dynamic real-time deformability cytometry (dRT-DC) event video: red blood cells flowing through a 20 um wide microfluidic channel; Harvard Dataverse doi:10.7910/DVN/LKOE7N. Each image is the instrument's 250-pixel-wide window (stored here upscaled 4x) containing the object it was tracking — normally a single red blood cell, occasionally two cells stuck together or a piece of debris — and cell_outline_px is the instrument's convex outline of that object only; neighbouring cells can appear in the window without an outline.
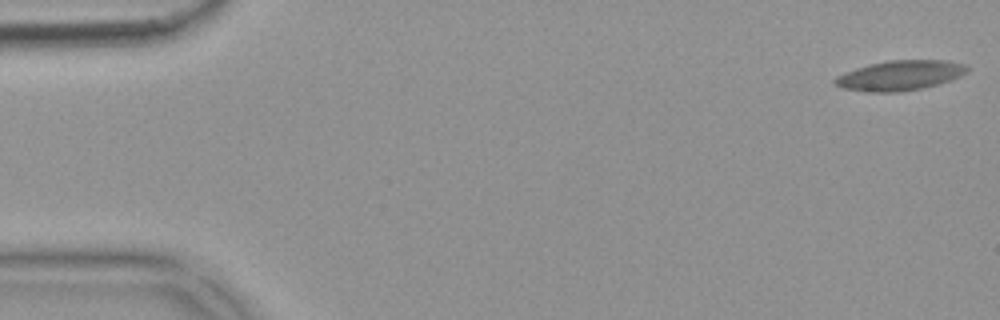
{"species": "common noctule bat (a hibernating species)", "species_latin": "Nyctalus noctula", "temperature_condition": "warm", "stored_images_in_passage": 57, "camera_frame_rate_fps": 3000, "um_per_image_px": 0.085, "animal": {"sex": "female", "body_mass_g": 18.4}, "frame": {"image": 1, "passage_image": 1, "time_ms": 0.0, "image_size_px": [1000, 320], "cell_outline_px": [[968, 72], [960, 76], [924, 88], [900, 92], [868, 92], [844, 88], [832, 84], [832, 80], [836, 76], [856, 68], [888, 60], [944, 60], [964, 64], [968, 68]], "centroid_in_image_um": [76.47, 6.42], "position_along_channel_um": 8.5, "area_um2": 22.95}}
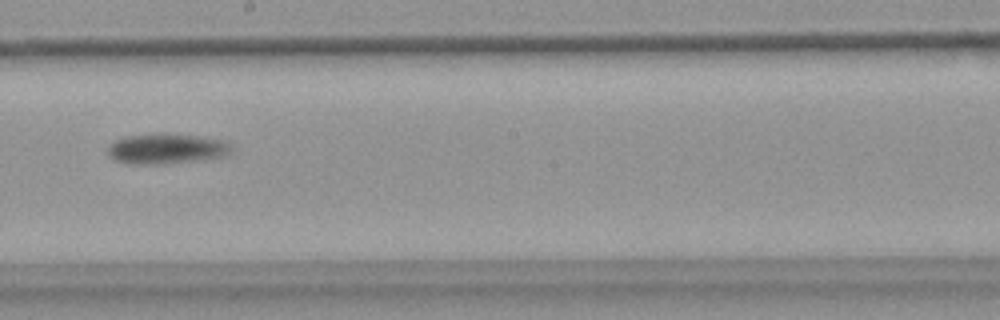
{"frame": {"image": 2, "passage_image": 32, "time_ms": 10.333, "image_size_px": [1000, 320], "cell_outline_px": [[232, 148], [228, 152], [220, 156], [200, 160], [156, 164], [128, 164], [116, 160], [108, 156], [108, 148], [116, 140], [124, 136], [164, 132], [200, 136], [228, 140]], "centroid_in_image_um": [14.14, 12.61], "position_along_channel_um": 234.1, "area_um2": 21.96}}
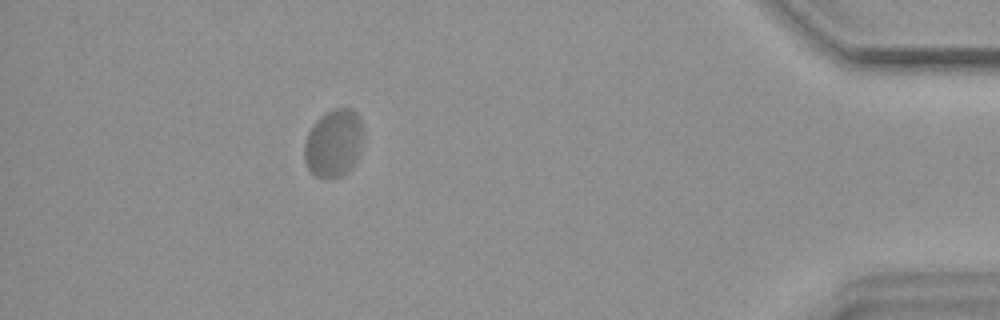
{"frame": {"image": 3, "passage_image": 51, "time_ms": 16.667, "image_size_px": [1000, 320], "cell_outline_px": [[364, 132], [356, 160], [352, 168], [340, 176], [316, 176], [308, 168], [304, 160], [304, 144], [308, 132], [312, 124], [320, 116], [332, 108], [352, 108], [360, 116]], "centroid_in_image_um": [28.37, 12.11], "position_along_channel_um": 406.8, "area_um2": 23.29}, "authors_computed_cell_mechanics": {"area_um2": 21.7906, "velocity_mm_per_s": 3.5516, "shape_relaxation_time_tau1_ms": 8.5969, "shape_relaxation_time_tau2_ms": null, "deformation_change_tau1": 0.1696, "deformation_change_tau2": null}}